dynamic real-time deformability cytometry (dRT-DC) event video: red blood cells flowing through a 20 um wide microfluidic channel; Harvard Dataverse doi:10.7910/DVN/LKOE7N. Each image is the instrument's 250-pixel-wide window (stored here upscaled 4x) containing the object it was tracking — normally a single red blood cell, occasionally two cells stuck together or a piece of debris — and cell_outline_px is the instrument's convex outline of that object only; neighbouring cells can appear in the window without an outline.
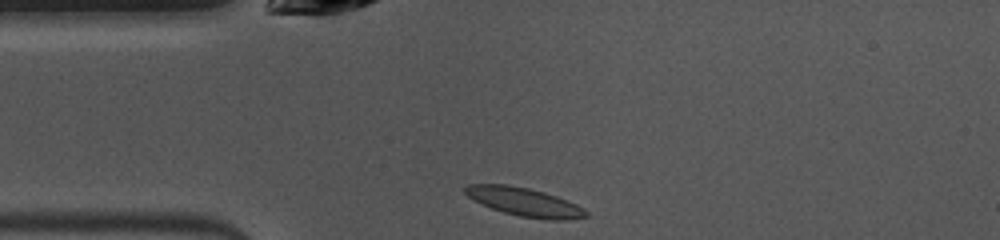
{"species": "common noctule bat (a hibernating species)", "species_latin": "Nyctalus noctula", "temperature_condition": "warm", "stored_images_in_passage": 39, "camera_frame_rate_fps": 3000, "um_per_image_px": 0.085, "animal": {"sex": "female", "body_mass_g": 10.0, "forearm_length_mm": 53.1}, "frame": {"image": 1, "passage_image": 1, "time_ms": 0.0, "image_size_px": [1000, 240], "cell_outline_px": [[588, 216], [564, 220], [548, 220], [520, 216], [504, 212], [480, 204], [472, 200], [464, 192], [464, 188], [468, 184], [504, 184], [528, 188], [544, 192], [556, 196], [576, 204], [584, 208], [588, 212]], "centroid_in_image_um": [44.56, 17.16], "position_along_channel_um": 40.4, "area_um2": 20.0}}
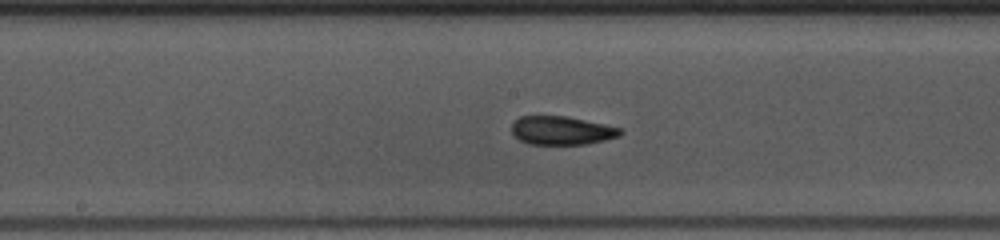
{"frame": {"image": 2, "passage_image": 14, "time_ms": 4.333, "image_size_px": [1000, 240], "cell_outline_px": [[624, 132], [620, 136], [604, 140], [584, 144], [528, 144], [520, 140], [512, 132], [512, 124], [520, 116], [568, 116], [604, 124], [620, 128]], "centroid_in_image_um": [47.75, 11.09], "position_along_channel_um": 200.4, "area_um2": 17.98}}
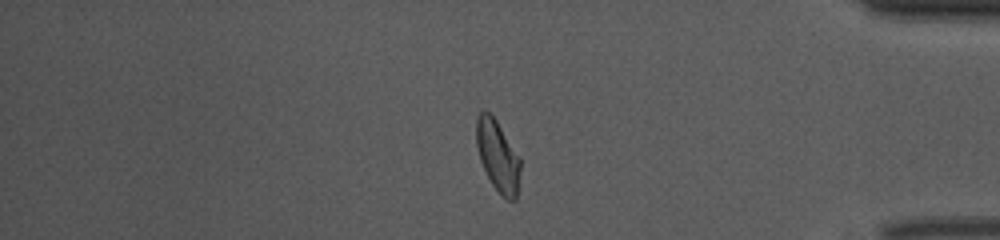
{"frame": {"image": 3, "passage_image": 31, "time_ms": 10.0, "image_size_px": [1000, 240], "cell_outline_px": [[520, 168], [516, 200], [508, 200], [492, 184], [480, 160], [476, 144], [476, 116], [480, 112], [488, 112], [496, 120], [520, 156]], "centroid_in_image_um": [42.31, 13.23], "position_along_channel_um": 392.9, "area_um2": 17.98}, "authors_computed_cell_mechanics": {"area_um2": 18.4382, "velocity_mm_per_s": 3.9748, "shape_relaxation_time_tau1_ms": 8.9304, "shape_relaxation_time_tau2_ms": 1.9057, "deformation_change_tau1": 0.213, "deformation_change_tau2": 0.0676}}